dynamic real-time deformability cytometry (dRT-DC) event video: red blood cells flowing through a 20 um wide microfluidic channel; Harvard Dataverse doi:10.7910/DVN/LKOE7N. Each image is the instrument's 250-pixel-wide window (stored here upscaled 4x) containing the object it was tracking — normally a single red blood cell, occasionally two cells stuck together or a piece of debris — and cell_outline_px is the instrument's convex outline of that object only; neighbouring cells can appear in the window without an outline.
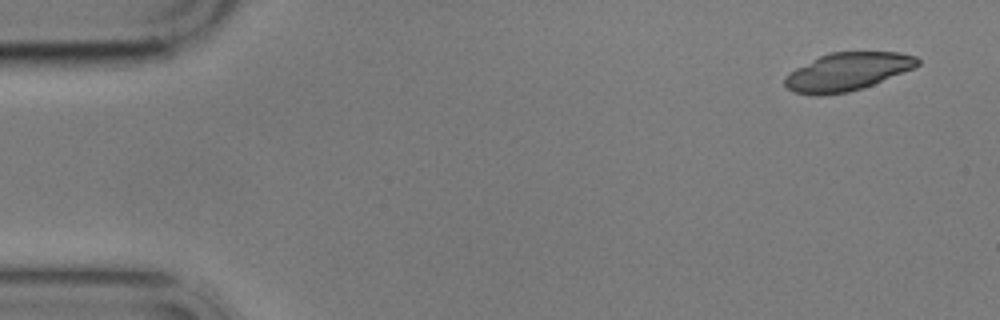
{"species": "common noctule bat (a hibernating species)", "species_latin": "Nyctalus noctula", "temperature_condition": "cold", "stored_images_in_passage": 4, "camera_frame_rate_fps": 3000, "um_per_image_px": 0.085, "animal": {"sex": "male", "body_mass_g": 17.9}, "frame": {"image": 1, "passage_image": 1, "time_ms": 0.0, "image_size_px": [1000, 320], "cell_outline_px": [[920, 64], [916, 68], [864, 88], [848, 92], [820, 96], [816, 96], [792, 92], [784, 84], [784, 76], [796, 68], [820, 56], [832, 52], [900, 52], [916, 56], [920, 60]], "centroid_in_image_um": [72.05, 6.11], "position_along_channel_um": 12.9, "area_um2": 29.65}}